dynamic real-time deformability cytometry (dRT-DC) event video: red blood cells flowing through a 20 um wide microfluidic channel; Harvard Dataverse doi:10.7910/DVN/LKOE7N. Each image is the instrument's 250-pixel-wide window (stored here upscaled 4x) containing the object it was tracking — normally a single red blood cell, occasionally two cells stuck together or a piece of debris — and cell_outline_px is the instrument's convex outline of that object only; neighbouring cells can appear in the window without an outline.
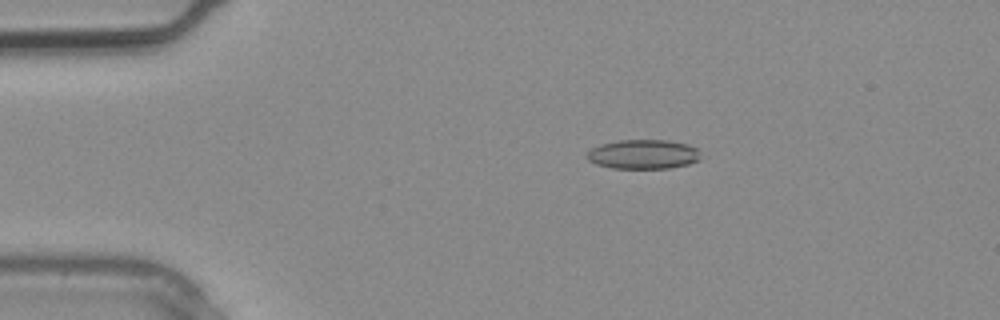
{"species": "common noctule bat (a hibernating species)", "species_latin": "Nyctalus noctula", "temperature_condition": "warm", "stored_images_in_passage": 1, "camera_frame_rate_fps": 3000, "um_per_image_px": 0.085, "animal": {"sex": "male", "body_mass_g": 20.4}, "frame": {"image": 1, "passage_image": 1, "time_ms": 0.0, "image_size_px": [1000, 320], "cell_outline_px": [[700, 160], [688, 164], [668, 168], [612, 168], [596, 164], [588, 160], [588, 152], [592, 148], [600, 144], [620, 140], [668, 140], [688, 144], [696, 148], [700, 156]], "centroid_in_image_um": [54.69, 13.11], "position_along_channel_um": 30.3, "area_um2": 19.36}}